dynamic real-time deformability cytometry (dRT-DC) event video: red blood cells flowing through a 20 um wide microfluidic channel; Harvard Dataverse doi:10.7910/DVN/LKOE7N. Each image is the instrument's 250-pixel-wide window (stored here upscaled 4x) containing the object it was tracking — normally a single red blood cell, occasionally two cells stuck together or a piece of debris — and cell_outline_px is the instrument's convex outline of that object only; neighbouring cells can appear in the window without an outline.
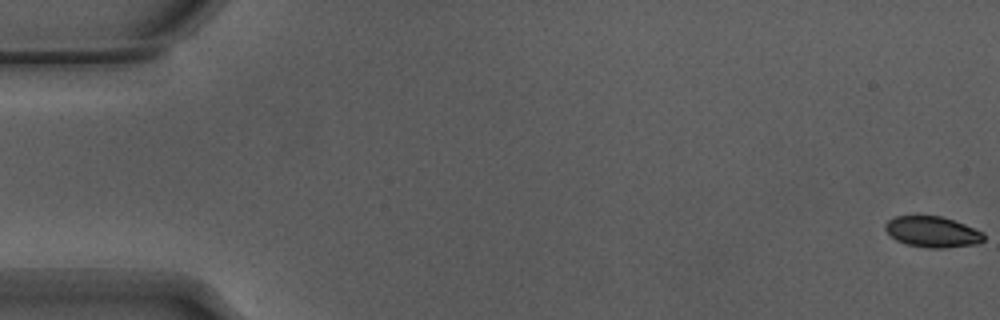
{"species": "Egyptian fruit bat (a non-hibernating species)", "species_latin": "Rousettus aegyptiacus", "temperature_condition": "warm", "stored_images_in_passage": 56, "camera_frame_rate_fps": 3000, "um_per_image_px": 0.085, "animal": {"sex": "male"}, "frame": {"image": 1, "passage_image": 1, "time_ms": 0.0, "image_size_px": [1000, 320], "cell_outline_px": [[984, 240], [976, 244], [944, 248], [928, 248], [908, 244], [896, 240], [884, 228], [884, 224], [888, 220], [896, 216], [940, 216], [964, 224], [984, 232]], "centroid_in_image_um": [79.26, 19.71], "position_along_channel_um": 5.7, "area_um2": 17.57}}
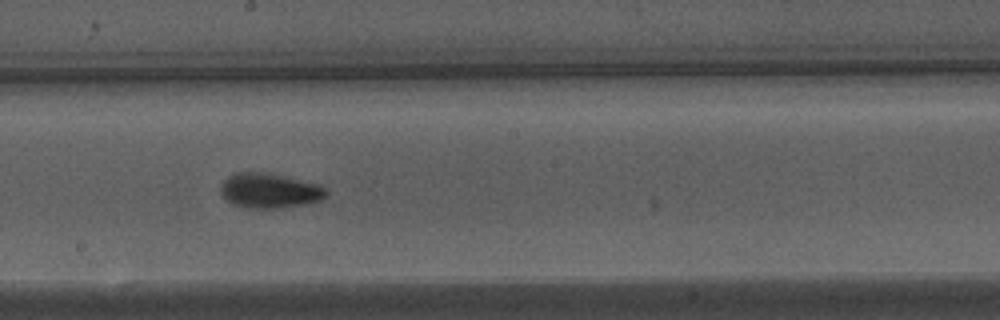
{"frame": {"image": 2, "passage_image": 31, "time_ms": 10.0, "image_size_px": [1000, 320], "cell_outline_px": [[328, 192], [320, 200], [304, 204], [276, 208], [248, 208], [232, 204], [224, 196], [220, 188], [220, 184], [228, 176], [236, 172], [260, 172], [320, 184]], "centroid_in_image_um": [22.88, 16.21], "position_along_channel_um": 225.3, "area_um2": 21.04}}
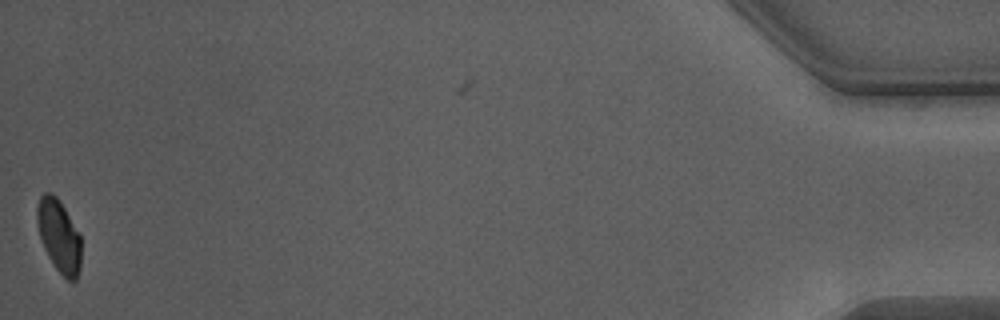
{"frame": {"image": 3, "passage_image": 55, "time_ms": 18.0, "image_size_px": [1000, 320], "cell_outline_px": [[80, 268], [76, 280], [68, 280], [56, 268], [48, 256], [44, 248], [40, 236], [36, 220], [36, 208], [40, 196], [44, 192], [52, 192], [56, 196], [64, 208], [80, 236]], "centroid_in_image_um": [4.99, 20.03], "position_along_channel_um": 430.2, "area_um2": 18.38}, "authors_computed_cell_mechanics": {"area_um2": 19.7098, "velocity_mm_per_s": 3.828, "shape_relaxation_time_tau1_ms": 4.4422, "shape_relaxation_time_tau2_ms": 1.2579, "deformation_change_tau1": 0.1562, "deformation_change_tau2": 0.057}}